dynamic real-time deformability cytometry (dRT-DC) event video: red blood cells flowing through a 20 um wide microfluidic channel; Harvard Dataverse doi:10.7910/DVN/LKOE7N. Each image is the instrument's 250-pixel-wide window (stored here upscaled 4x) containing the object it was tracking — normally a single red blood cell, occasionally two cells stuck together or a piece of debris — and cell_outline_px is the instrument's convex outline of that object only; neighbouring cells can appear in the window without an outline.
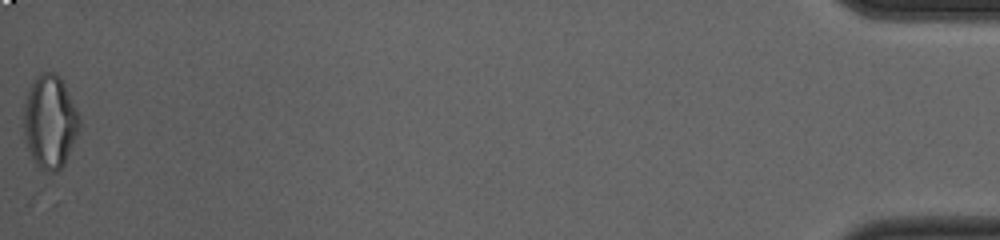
{"species": "common noctule bat (a hibernating species)", "species_latin": "Nyctalus noctula", "temperature_condition": "cold", "stored_images_in_passage": 42, "camera_frame_rate_fps": 3000, "um_per_image_px": 0.085, "animal": {"sex": "female", "body_mass_g": 23.0, "forearm_length_mm": 53.4}, "frame": {"image": 1, "passage_image": 42, "time_ms": 13.667, "image_size_px": [1000, 240], "cell_outline_px": [[80, 128], [64, 164], [48, 184], [32, 160], [24, 140], [24, 104], [28, 92], [36, 76], [40, 72], [52, 72], [60, 76], [80, 116]], "centroid_in_image_um": [4.23, 10.51], "position_along_channel_um": 431.0, "area_um2": 31.33}}